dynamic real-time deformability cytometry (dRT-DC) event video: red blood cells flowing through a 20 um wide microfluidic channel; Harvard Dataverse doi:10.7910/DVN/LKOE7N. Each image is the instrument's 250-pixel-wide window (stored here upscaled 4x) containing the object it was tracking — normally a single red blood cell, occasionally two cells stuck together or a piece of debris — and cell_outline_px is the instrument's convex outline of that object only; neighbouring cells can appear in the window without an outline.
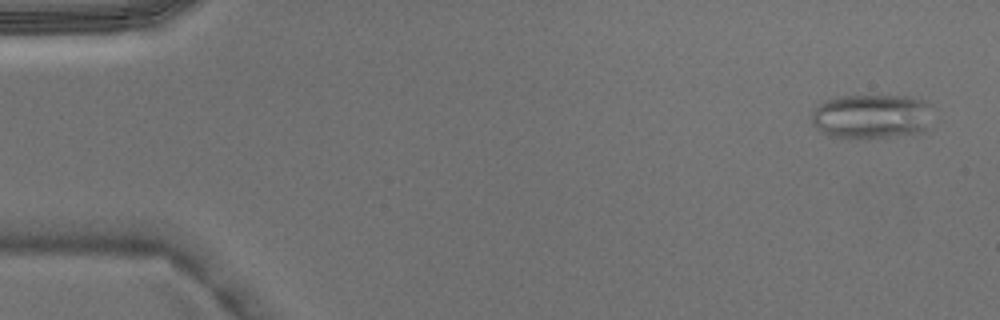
{"species": "Egyptian fruit bat (a non-hibernating species)", "species_latin": "Rousettus aegyptiacus", "temperature_condition": "warm", "stored_images_in_passage": 3, "camera_frame_rate_fps": 3000, "um_per_image_px": 0.085, "animal": {"sex": "male"}, "frame": {"image": 1, "passage_image": 3, "time_ms": 0.667, "image_size_px": [1000, 320], "cell_outline_px": [[932, 128], [924, 132], [888, 136], [828, 136], [816, 128], [812, 124], [812, 112], [824, 100], [840, 96], [904, 96], [924, 100], [928, 104]], "centroid_in_image_um": [74.11, 9.87], "position_along_channel_um": 10.9, "area_um2": 31.04}}